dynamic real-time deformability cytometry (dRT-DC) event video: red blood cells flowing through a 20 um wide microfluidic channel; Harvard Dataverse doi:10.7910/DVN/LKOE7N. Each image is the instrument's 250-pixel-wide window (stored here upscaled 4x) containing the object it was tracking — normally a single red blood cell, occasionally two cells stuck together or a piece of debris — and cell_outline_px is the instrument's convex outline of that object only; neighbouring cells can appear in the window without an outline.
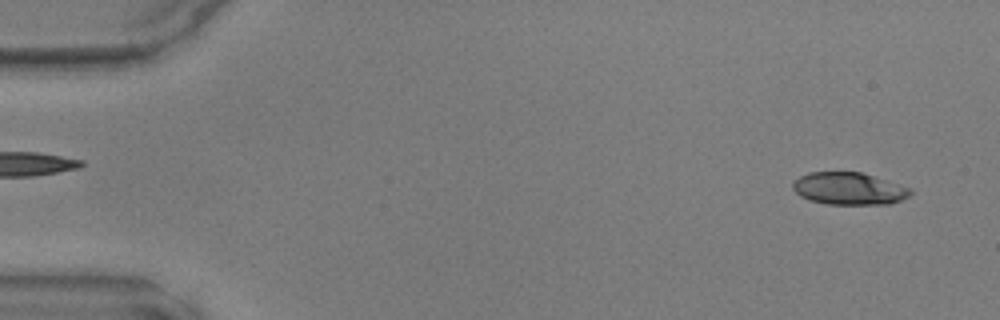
{"species": "common noctule bat (a hibernating species)", "species_latin": "Nyctalus noctula", "temperature_condition": "warm", "stored_images_in_passage": 13, "camera_frame_rate_fps": 3000, "um_per_image_px": 0.085, "animal": {"sex": "male", "body_mass_g": 17.9, "forearm_length_mm": 54.2}, "frame": {"image": 1, "passage_image": 2, "time_ms": 0.333, "image_size_px": [1000, 320], "cell_outline_px": [[912, 192], [908, 196], [900, 200], [888, 204], [828, 204], [808, 200], [800, 196], [792, 188], [792, 180], [808, 172], [860, 172], [912, 188]], "centroid_in_image_um": [72.12, 16.03], "position_along_channel_um": 12.9, "area_um2": 22.14}}